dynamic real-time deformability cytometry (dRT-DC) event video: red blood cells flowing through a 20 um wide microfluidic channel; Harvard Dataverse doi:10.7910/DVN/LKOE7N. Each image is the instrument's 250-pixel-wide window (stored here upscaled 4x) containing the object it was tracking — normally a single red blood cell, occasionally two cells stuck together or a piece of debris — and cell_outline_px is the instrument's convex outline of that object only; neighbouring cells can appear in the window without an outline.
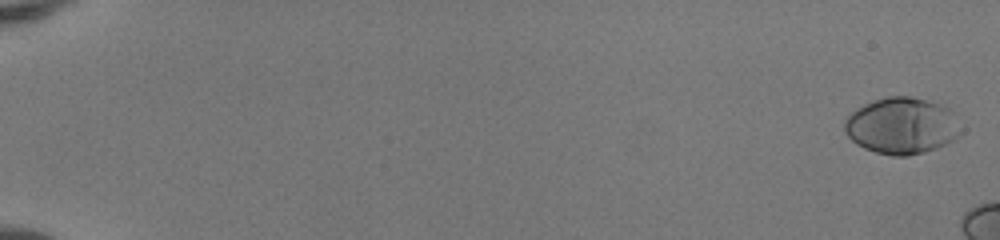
{"species": "human", "species_latin": "Homo sapiens", "temperature_condition": "room temperature", "stored_images_in_passage": 18, "camera_frame_rate_fps": 3000, "um_per_image_px": 0.085, "donor": {"sex": "female"}, "frame": {"image": 1, "passage_image": 1, "time_ms": 0.0, "image_size_px": [1000, 240], "cell_outline_px": [[964, 128], [952, 140], [936, 148], [924, 152], [908, 156], [892, 156], [876, 152], [864, 148], [856, 144], [844, 132], [844, 120], [856, 108], [872, 100], [888, 96], [908, 96], [940, 104], [948, 108], [952, 112]], "centroid_in_image_um": [76.63, 10.69], "position_along_channel_um": 8.4, "area_um2": 38.38}}
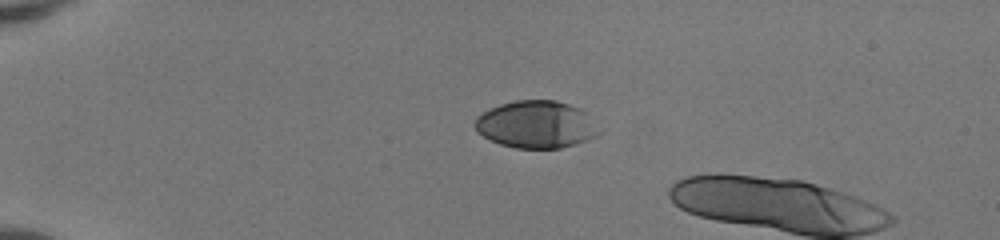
{"frame": {"image": 2, "passage_image": 14, "time_ms": 4.333, "image_size_px": [1000, 240], "cell_outline_px": [[600, 132], [596, 136], [588, 140], [576, 144], [560, 148], [516, 148], [500, 144], [476, 132], [476, 116], [488, 108], [500, 104], [516, 100], [556, 100], [580, 108], [584, 112]], "centroid_in_image_um": [45.54, 10.58], "position_along_channel_um": 39.5, "area_um2": 33.99}}